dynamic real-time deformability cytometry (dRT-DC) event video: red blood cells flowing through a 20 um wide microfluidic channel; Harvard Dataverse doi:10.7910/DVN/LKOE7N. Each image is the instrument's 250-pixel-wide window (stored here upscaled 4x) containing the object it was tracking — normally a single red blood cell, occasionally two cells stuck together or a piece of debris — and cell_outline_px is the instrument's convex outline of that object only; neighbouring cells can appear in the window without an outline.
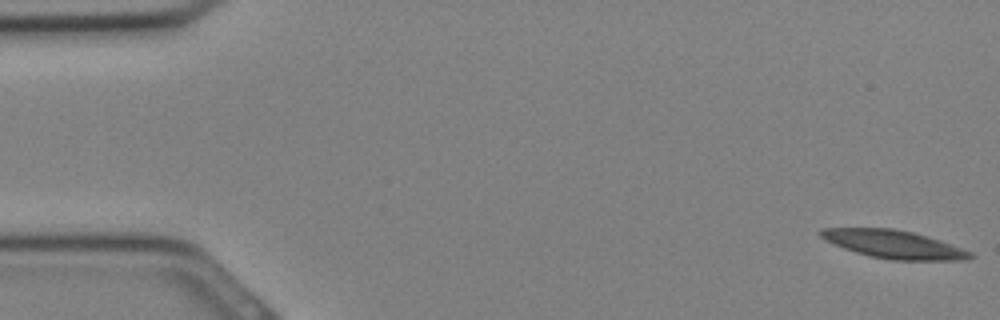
{"species": "Egyptian fruit bat (a non-hibernating species)", "species_latin": "Rousettus aegyptiacus", "temperature_condition": "cold", "stored_images_in_passage": 32, "camera_frame_rate_fps": 3000, "um_per_image_px": 0.085, "animal": {"sex": "female"}, "frame": {"image": 1, "passage_image": 1, "time_ms": 0.0, "image_size_px": [1000, 320], "cell_outline_px": [[976, 256], [968, 260], [892, 260], [872, 256], [856, 252], [844, 248], [820, 236], [816, 232], [820, 228], [892, 228], [912, 232], [928, 236], [940, 240], [972, 252]], "centroid_in_image_um": [76.01, 20.76], "position_along_channel_um": 9.0, "area_um2": 24.33}}
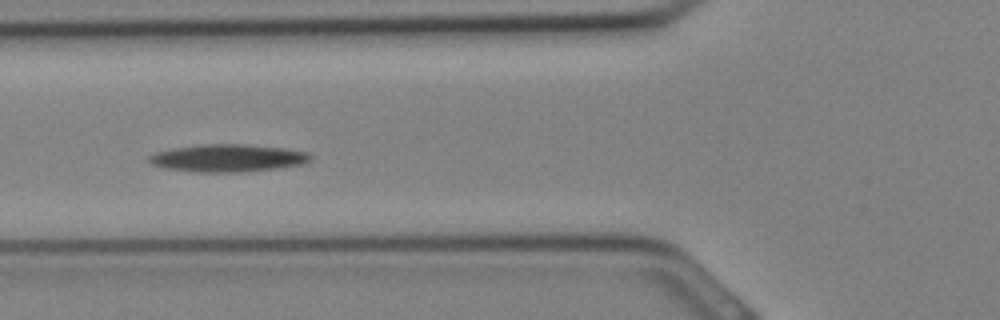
{"frame": {"image": 2, "passage_image": 12, "time_ms": 3.667, "image_size_px": [1000, 320], "cell_outline_px": [[312, 160], [304, 164], [276, 168], [236, 172], [200, 172], [164, 168], [152, 164], [148, 160], [148, 156], [156, 152], [172, 148], [200, 144], [244, 144], [284, 148], [308, 152], [312, 156]], "centroid_in_image_um": [19.37, 13.43], "position_along_channel_um": 106.4, "area_um2": 25.89}}
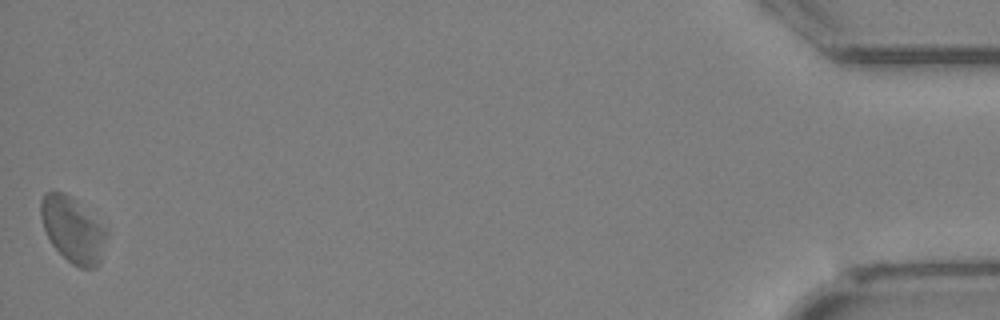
{"frame": {"image": 3, "passage_image": 32, "time_ms": 10.333, "image_size_px": [1000, 320], "cell_outline_px": [[108, 232], [100, 264], [96, 268], [80, 268], [72, 264], [52, 244], [44, 228], [40, 216], [40, 200], [44, 192], [52, 188], [64, 192], [108, 228]], "centroid_in_image_um": [6.19, 19.5], "position_along_channel_um": 429.0, "area_um2": 25.26}}